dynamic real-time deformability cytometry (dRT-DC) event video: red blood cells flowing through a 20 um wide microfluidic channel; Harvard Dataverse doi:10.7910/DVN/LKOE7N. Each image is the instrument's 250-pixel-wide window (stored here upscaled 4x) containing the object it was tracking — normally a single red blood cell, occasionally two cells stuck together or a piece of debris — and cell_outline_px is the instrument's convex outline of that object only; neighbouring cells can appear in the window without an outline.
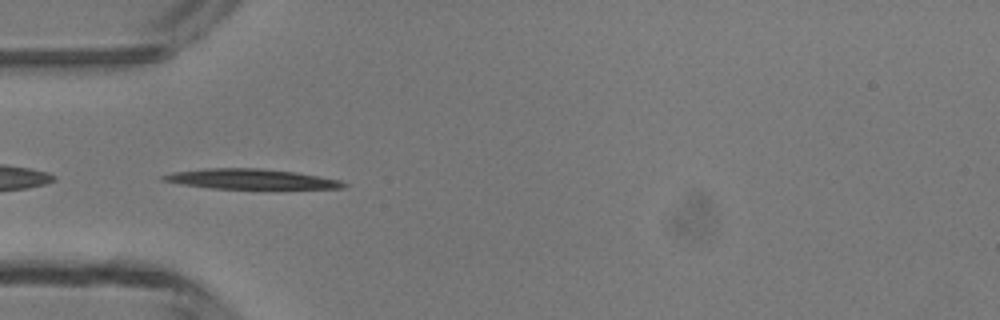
{"species": "common noctule bat (a hibernating species)", "species_latin": "Nyctalus noctula", "temperature_condition": "room temperature", "stored_images_in_passage": 6, "camera_frame_rate_fps": 3000, "um_per_image_px": 0.085, "animal": {"sex": "male", "body_mass_g": 13.3}, "frame": {"image": 1, "passage_image": 4, "time_ms": 3.667, "image_size_px": [1000, 320], "cell_outline_px": [[348, 184], [344, 188], [212, 188], [180, 184], [160, 180], [160, 176], [172, 172], [204, 168], [260, 168], [296, 172], [340, 180]], "centroid_in_image_um": [21.25, 15.2], "position_along_channel_um": 63.8, "area_um2": 20.92}}
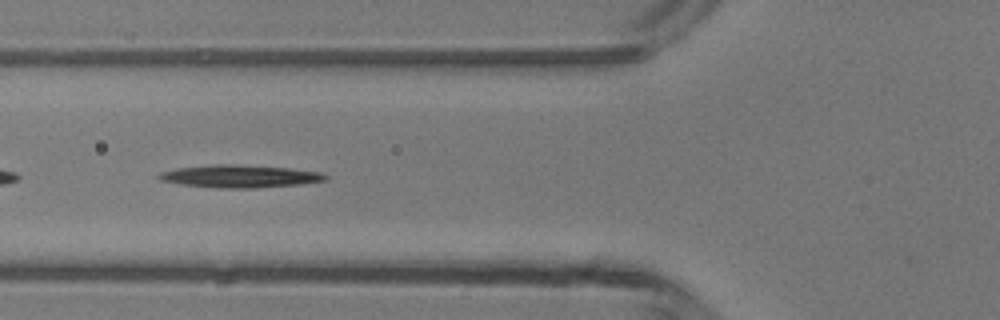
{"frame": {"image": 2, "passage_image": 5, "time_ms": 4.667, "image_size_px": [1000, 320], "cell_outline_px": [[328, 180], [300, 184], [256, 188], [220, 188], [180, 184], [160, 180], [156, 176], [160, 172], [176, 168], [212, 164], [232, 164], [288, 168], [324, 172], [328, 176]], "centroid_in_image_um": [20.39, 14.98], "position_along_channel_um": 105.4, "area_um2": 22.08}}
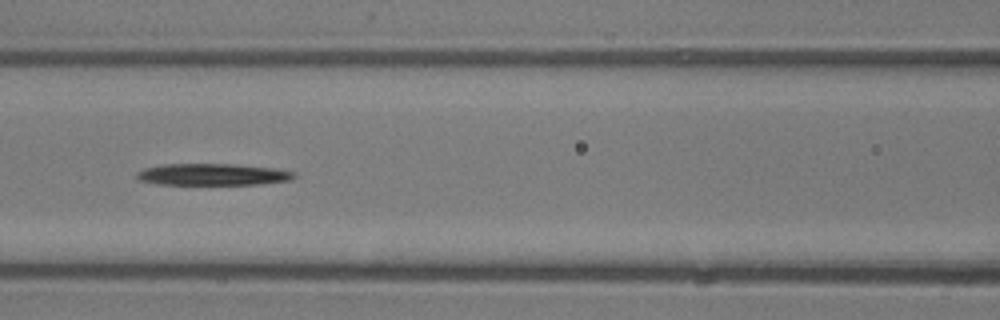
{"frame": {"image": 3, "passage_image": 6, "time_ms": 5.667, "image_size_px": [1000, 320], "cell_outline_px": [[296, 176], [292, 180], [260, 184], [160, 184], [140, 180], [136, 176], [136, 172], [144, 168], [164, 164], [236, 164], [276, 168], [296, 172]], "centroid_in_image_um": [18.13, 14.82], "position_along_channel_um": 148.5, "area_um2": 19.94}}